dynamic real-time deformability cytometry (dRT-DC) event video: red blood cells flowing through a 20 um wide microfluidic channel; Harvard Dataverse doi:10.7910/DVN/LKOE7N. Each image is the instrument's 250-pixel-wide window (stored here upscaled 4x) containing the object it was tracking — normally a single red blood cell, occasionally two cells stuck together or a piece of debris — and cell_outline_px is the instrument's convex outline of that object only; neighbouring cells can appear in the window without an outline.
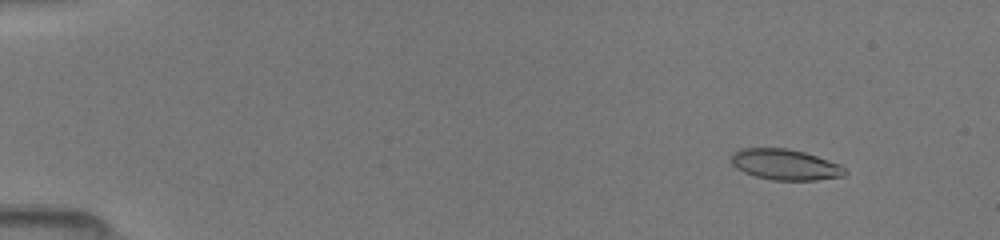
{"species": "common noctule bat (a hibernating species)", "species_latin": "Nyctalus noctula", "temperature_condition": "room temperature", "stored_images_in_passage": 16, "camera_frame_rate_fps": 3000, "um_per_image_px": 0.085, "animal": {"sex": "female", "body_mass_g": 19.5, "forearm_length_mm": 54.1}, "frame": {"image": 1, "passage_image": 4, "time_ms": 1.333, "image_size_px": [1000, 240], "cell_outline_px": [[848, 172], [844, 176], [816, 180], [772, 180], [756, 176], [744, 172], [736, 168], [728, 160], [732, 152], [740, 148], [788, 148], [804, 152], [840, 164]], "centroid_in_image_um": [66.7, 13.98], "position_along_channel_um": 18.3, "area_um2": 20.58}}
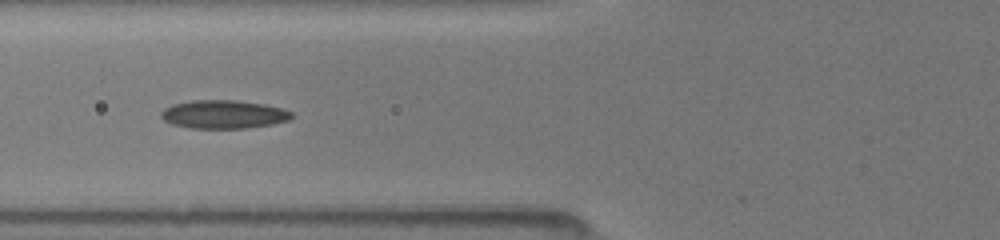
{"frame": {"image": 2, "passage_image": 13, "time_ms": 6.333, "image_size_px": [1000, 240], "cell_outline_px": [[292, 116], [288, 120], [272, 124], [244, 128], [192, 128], [172, 124], [164, 120], [160, 116], [160, 112], [164, 108], [172, 104], [192, 100], [236, 100], [264, 104], [280, 108], [292, 112]], "centroid_in_image_um": [18.96, 9.71], "position_along_channel_um": 106.8, "area_um2": 21.5}}
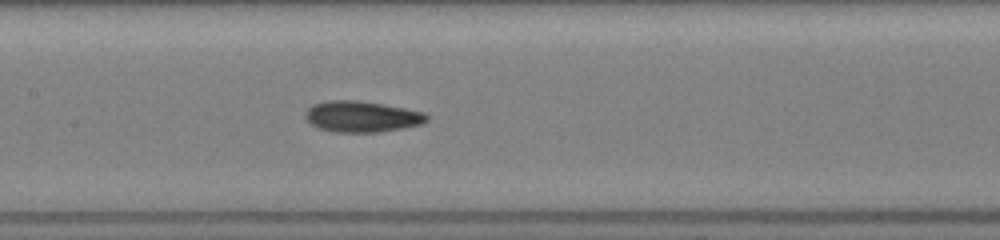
{"frame": {"image": 3, "passage_image": 16, "time_ms": 8.0, "image_size_px": [1000, 240], "cell_outline_px": [[428, 120], [424, 124], [404, 128], [380, 132], [336, 132], [320, 128], [312, 124], [304, 116], [304, 112], [312, 104], [324, 100], [356, 100], [384, 104], [424, 112], [428, 116]], "centroid_in_image_um": [30.76, 9.9], "position_along_channel_um": 176.6, "area_um2": 22.14}}